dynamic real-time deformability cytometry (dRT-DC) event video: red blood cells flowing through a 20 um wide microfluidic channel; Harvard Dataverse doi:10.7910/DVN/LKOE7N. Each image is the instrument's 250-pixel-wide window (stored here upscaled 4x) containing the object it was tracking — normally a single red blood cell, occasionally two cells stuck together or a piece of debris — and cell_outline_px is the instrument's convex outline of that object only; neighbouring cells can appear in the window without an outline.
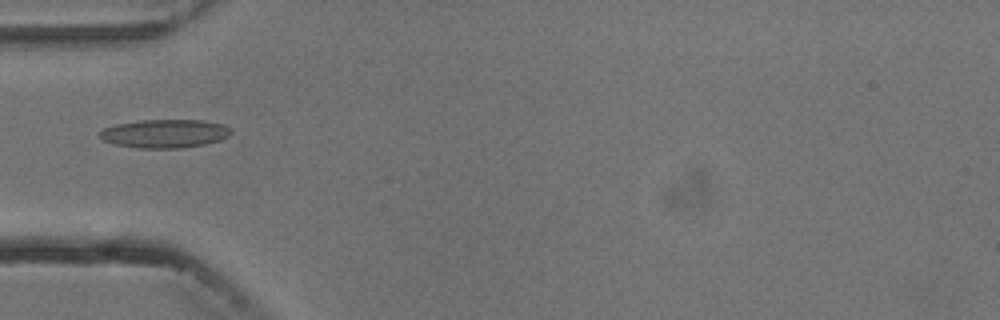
{"species": "common noctule bat (a hibernating species)", "species_latin": "Nyctalus noctula", "temperature_condition": "cold", "stored_images_in_passage": 5, "camera_frame_rate_fps": 3000, "um_per_image_px": 0.085, "animal": {"sex": "male", "body_mass_g": 13.3}, "frame": {"image": 1, "passage_image": 5, "time_ms": 4.333, "image_size_px": [1000, 320], "cell_outline_px": [[232, 132], [228, 136], [220, 140], [204, 144], [180, 148], [136, 148], [112, 144], [100, 140], [100, 132], [104, 128], [116, 124], [140, 120], [204, 120], [224, 124], [232, 128]], "centroid_in_image_um": [14.0, 11.35], "position_along_channel_um": 71.0, "area_um2": 22.02}}